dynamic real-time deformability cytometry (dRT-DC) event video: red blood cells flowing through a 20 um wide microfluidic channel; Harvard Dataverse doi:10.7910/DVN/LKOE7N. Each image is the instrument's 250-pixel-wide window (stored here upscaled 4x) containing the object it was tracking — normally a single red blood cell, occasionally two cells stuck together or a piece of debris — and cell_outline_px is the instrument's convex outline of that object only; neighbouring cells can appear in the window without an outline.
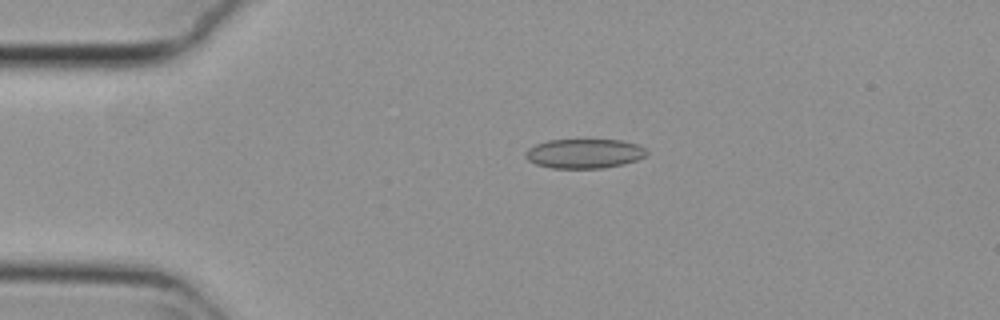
{"species": "common noctule bat (a hibernating species)", "species_latin": "Nyctalus noctula", "temperature_condition": "cold", "stored_images_in_passage": 55, "camera_frame_rate_fps": 3000, "um_per_image_px": 0.085, "animal": {"sex": "female", "body_mass_g": 29.2, "forearm_length_mm": 56.3}, "frame": {"image": 1, "passage_image": 12, "time_ms": 3.667, "image_size_px": [1000, 320], "cell_outline_px": [[648, 152], [644, 156], [636, 160], [624, 164], [604, 168], [552, 168], [536, 164], [528, 160], [524, 156], [524, 152], [528, 148], [536, 144], [548, 140], [620, 140], [636, 144], [644, 148]], "centroid_in_image_um": [49.63, 13.05], "position_along_channel_um": 35.4, "area_um2": 20.75}}
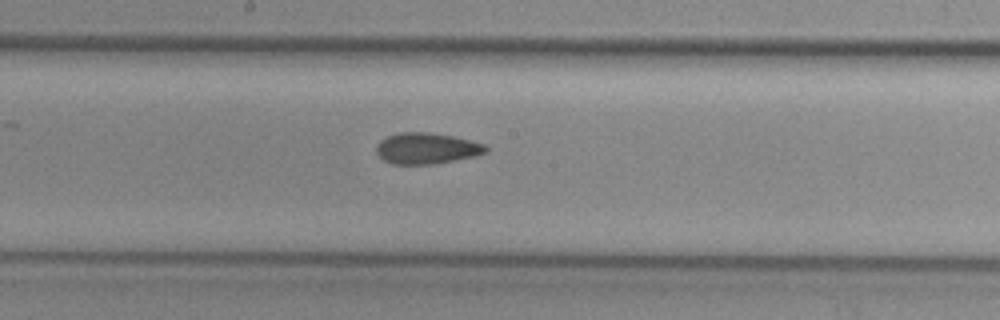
{"frame": {"image": 2, "passage_image": 29, "time_ms": 9.333, "image_size_px": [1000, 320], "cell_outline_px": [[488, 152], [476, 156], [432, 164], [392, 164], [384, 160], [376, 152], [376, 144], [380, 140], [388, 136], [400, 132], [432, 132], [452, 136], [484, 144], [488, 148]], "centroid_in_image_um": [36.25, 12.61], "position_along_channel_um": 211.9, "area_um2": 19.83}}
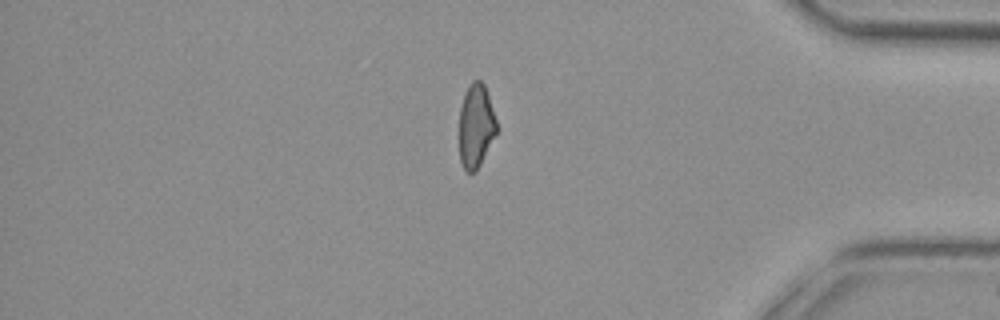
{"frame": {"image": 3, "passage_image": 46, "time_ms": 15.0, "image_size_px": [1000, 320], "cell_outline_px": [[496, 132], [476, 172], [468, 172], [464, 168], [460, 160], [460, 108], [464, 96], [472, 80], [480, 80], [484, 84], [496, 120]], "centroid_in_image_um": [40.44, 10.7], "position_along_channel_um": 394.8, "area_um2": 17.69}, "authors_computed_cell_mechanics": {"area_um2": 19.9988, "velocity_mm_per_s": 3.7735, "shape_relaxation_time_tau1_ms": null, "shape_relaxation_time_tau2_ms": 2.4892, "deformation_change_tau1": null, "deformation_change_tau2": 0.094}}